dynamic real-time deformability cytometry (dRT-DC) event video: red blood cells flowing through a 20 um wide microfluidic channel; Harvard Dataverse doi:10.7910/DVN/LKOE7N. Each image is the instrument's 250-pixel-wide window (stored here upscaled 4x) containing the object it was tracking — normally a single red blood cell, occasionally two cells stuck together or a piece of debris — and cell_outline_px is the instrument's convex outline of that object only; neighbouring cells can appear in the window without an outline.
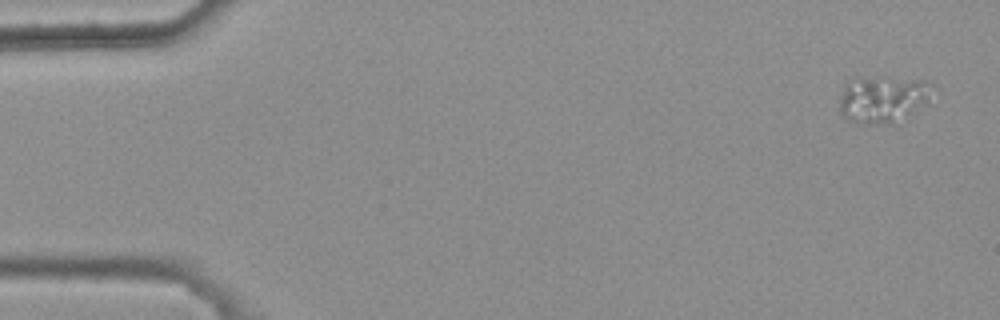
{"species": "common noctule bat (a hibernating species)", "species_latin": "Nyctalus noctula", "temperature_condition": "warm", "stored_images_in_passage": 5, "camera_frame_rate_fps": 3000, "um_per_image_px": 0.085, "animal": {"sex": "female", "body_mass_g": 25.1}, "frame": {"image": 1, "passage_image": 1, "time_ms": 0.0, "image_size_px": [1000, 320], "cell_outline_px": [[932, 84], [928, 100], [912, 112], [888, 124], [860, 124], [844, 120], [840, 112], [840, 100], [844, 84], [852, 76], [856, 76], [928, 80]], "centroid_in_image_um": [74.94, 8.4], "position_along_channel_um": 10.1, "area_um2": 25.49}}
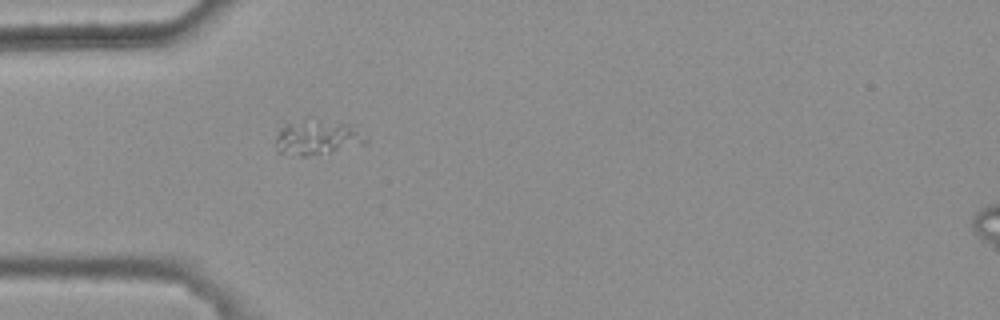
{"frame": {"image": 2, "passage_image": 5, "time_ms": 1.333, "image_size_px": [1000, 320], "cell_outline_px": [[368, 140], [364, 144], [304, 156], [300, 156], [276, 152], [276, 136], [284, 120], [304, 120], [352, 124]], "centroid_in_image_um": [26.87, 11.66], "position_along_channel_um": 58.1, "area_um2": 18.03}}